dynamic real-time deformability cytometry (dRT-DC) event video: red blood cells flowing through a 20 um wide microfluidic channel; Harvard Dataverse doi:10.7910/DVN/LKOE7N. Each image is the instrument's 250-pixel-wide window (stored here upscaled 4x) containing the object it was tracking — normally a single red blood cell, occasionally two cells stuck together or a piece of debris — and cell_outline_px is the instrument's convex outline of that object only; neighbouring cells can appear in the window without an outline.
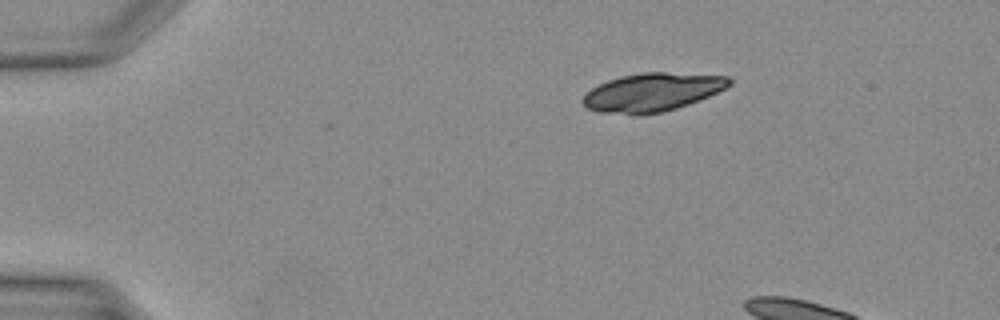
{"species": "Egyptian fruit bat (a non-hibernating species)", "species_latin": "Rousettus aegyptiacus", "temperature_condition": "warm", "stored_images_in_passage": 12, "camera_frame_rate_fps": 3000, "um_per_image_px": 0.085, "animal": {"sex": "female"}, "frame": {"image": 1, "passage_image": 1, "time_ms": 0.0, "image_size_px": [1000, 320], "cell_outline_px": [[732, 84], [708, 96], [688, 104], [664, 112], [640, 116], [636, 116], [600, 112], [588, 108], [580, 100], [592, 88], [608, 80], [620, 76], [640, 72], [664, 72], [728, 76], [732, 80]], "centroid_in_image_um": [55.42, 7.85], "position_along_channel_um": 29.6, "area_um2": 32.83}}